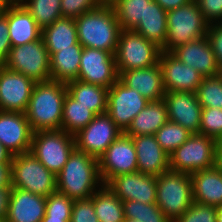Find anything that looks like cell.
<instances>
[{
	"mask_svg": "<svg viewBox=\"0 0 222 222\" xmlns=\"http://www.w3.org/2000/svg\"><path fill=\"white\" fill-rule=\"evenodd\" d=\"M67 93L96 115L107 112L108 88L74 80L66 83Z\"/></svg>",
	"mask_w": 222,
	"mask_h": 222,
	"instance_id": "f546056e",
	"label": "cell"
},
{
	"mask_svg": "<svg viewBox=\"0 0 222 222\" xmlns=\"http://www.w3.org/2000/svg\"><path fill=\"white\" fill-rule=\"evenodd\" d=\"M133 31L163 49L167 35V11L152 0L146 7L144 18L141 19Z\"/></svg>",
	"mask_w": 222,
	"mask_h": 222,
	"instance_id": "f1b7e54d",
	"label": "cell"
},
{
	"mask_svg": "<svg viewBox=\"0 0 222 222\" xmlns=\"http://www.w3.org/2000/svg\"><path fill=\"white\" fill-rule=\"evenodd\" d=\"M7 6V4H0V16L3 14L4 8Z\"/></svg>",
	"mask_w": 222,
	"mask_h": 222,
	"instance_id": "11a10c76",
	"label": "cell"
},
{
	"mask_svg": "<svg viewBox=\"0 0 222 222\" xmlns=\"http://www.w3.org/2000/svg\"><path fill=\"white\" fill-rule=\"evenodd\" d=\"M118 77L114 54L100 49L83 48L78 80L109 89Z\"/></svg>",
	"mask_w": 222,
	"mask_h": 222,
	"instance_id": "5bb4252c",
	"label": "cell"
},
{
	"mask_svg": "<svg viewBox=\"0 0 222 222\" xmlns=\"http://www.w3.org/2000/svg\"><path fill=\"white\" fill-rule=\"evenodd\" d=\"M99 6L97 0H61V15L62 18L76 19Z\"/></svg>",
	"mask_w": 222,
	"mask_h": 222,
	"instance_id": "60d3db41",
	"label": "cell"
},
{
	"mask_svg": "<svg viewBox=\"0 0 222 222\" xmlns=\"http://www.w3.org/2000/svg\"><path fill=\"white\" fill-rule=\"evenodd\" d=\"M9 1L8 0H0V4H8Z\"/></svg>",
	"mask_w": 222,
	"mask_h": 222,
	"instance_id": "6f0895ef",
	"label": "cell"
},
{
	"mask_svg": "<svg viewBox=\"0 0 222 222\" xmlns=\"http://www.w3.org/2000/svg\"><path fill=\"white\" fill-rule=\"evenodd\" d=\"M100 6H113L118 0H97Z\"/></svg>",
	"mask_w": 222,
	"mask_h": 222,
	"instance_id": "f5cc1de1",
	"label": "cell"
},
{
	"mask_svg": "<svg viewBox=\"0 0 222 222\" xmlns=\"http://www.w3.org/2000/svg\"><path fill=\"white\" fill-rule=\"evenodd\" d=\"M49 56L61 49L79 43L77 27L73 18H60L42 28L41 35Z\"/></svg>",
	"mask_w": 222,
	"mask_h": 222,
	"instance_id": "83f0119b",
	"label": "cell"
},
{
	"mask_svg": "<svg viewBox=\"0 0 222 222\" xmlns=\"http://www.w3.org/2000/svg\"><path fill=\"white\" fill-rule=\"evenodd\" d=\"M220 67V73L222 74V62L219 64Z\"/></svg>",
	"mask_w": 222,
	"mask_h": 222,
	"instance_id": "680465c9",
	"label": "cell"
},
{
	"mask_svg": "<svg viewBox=\"0 0 222 222\" xmlns=\"http://www.w3.org/2000/svg\"><path fill=\"white\" fill-rule=\"evenodd\" d=\"M196 94L202 108L222 109V74L203 77Z\"/></svg>",
	"mask_w": 222,
	"mask_h": 222,
	"instance_id": "8d00e7d4",
	"label": "cell"
},
{
	"mask_svg": "<svg viewBox=\"0 0 222 222\" xmlns=\"http://www.w3.org/2000/svg\"><path fill=\"white\" fill-rule=\"evenodd\" d=\"M105 185L123 202L135 200L140 203H156V177L141 172L121 174L111 178Z\"/></svg>",
	"mask_w": 222,
	"mask_h": 222,
	"instance_id": "e0dca14e",
	"label": "cell"
},
{
	"mask_svg": "<svg viewBox=\"0 0 222 222\" xmlns=\"http://www.w3.org/2000/svg\"><path fill=\"white\" fill-rule=\"evenodd\" d=\"M46 197L19 188H12L5 222H42Z\"/></svg>",
	"mask_w": 222,
	"mask_h": 222,
	"instance_id": "603a6c76",
	"label": "cell"
},
{
	"mask_svg": "<svg viewBox=\"0 0 222 222\" xmlns=\"http://www.w3.org/2000/svg\"><path fill=\"white\" fill-rule=\"evenodd\" d=\"M156 205L174 221L193 203V183L189 173L167 170L156 177Z\"/></svg>",
	"mask_w": 222,
	"mask_h": 222,
	"instance_id": "277c9868",
	"label": "cell"
},
{
	"mask_svg": "<svg viewBox=\"0 0 222 222\" xmlns=\"http://www.w3.org/2000/svg\"><path fill=\"white\" fill-rule=\"evenodd\" d=\"M12 154L0 143V164L11 163Z\"/></svg>",
	"mask_w": 222,
	"mask_h": 222,
	"instance_id": "681fc988",
	"label": "cell"
},
{
	"mask_svg": "<svg viewBox=\"0 0 222 222\" xmlns=\"http://www.w3.org/2000/svg\"><path fill=\"white\" fill-rule=\"evenodd\" d=\"M169 120L166 104L163 100L150 101L132 120L126 135H155Z\"/></svg>",
	"mask_w": 222,
	"mask_h": 222,
	"instance_id": "484cf974",
	"label": "cell"
},
{
	"mask_svg": "<svg viewBox=\"0 0 222 222\" xmlns=\"http://www.w3.org/2000/svg\"><path fill=\"white\" fill-rule=\"evenodd\" d=\"M78 41L83 48H94L115 54L121 31L111 6H99L74 19Z\"/></svg>",
	"mask_w": 222,
	"mask_h": 222,
	"instance_id": "3957f363",
	"label": "cell"
},
{
	"mask_svg": "<svg viewBox=\"0 0 222 222\" xmlns=\"http://www.w3.org/2000/svg\"><path fill=\"white\" fill-rule=\"evenodd\" d=\"M73 204V199L56 191L46 197L44 217L71 218Z\"/></svg>",
	"mask_w": 222,
	"mask_h": 222,
	"instance_id": "f35d334b",
	"label": "cell"
},
{
	"mask_svg": "<svg viewBox=\"0 0 222 222\" xmlns=\"http://www.w3.org/2000/svg\"><path fill=\"white\" fill-rule=\"evenodd\" d=\"M170 53L179 61L197 70L203 77L220 74L219 64L207 36L180 45Z\"/></svg>",
	"mask_w": 222,
	"mask_h": 222,
	"instance_id": "ffe728a7",
	"label": "cell"
},
{
	"mask_svg": "<svg viewBox=\"0 0 222 222\" xmlns=\"http://www.w3.org/2000/svg\"><path fill=\"white\" fill-rule=\"evenodd\" d=\"M209 24L222 23V0H195Z\"/></svg>",
	"mask_w": 222,
	"mask_h": 222,
	"instance_id": "7bdbcfd3",
	"label": "cell"
},
{
	"mask_svg": "<svg viewBox=\"0 0 222 222\" xmlns=\"http://www.w3.org/2000/svg\"><path fill=\"white\" fill-rule=\"evenodd\" d=\"M170 169L192 174L216 165V141L207 135L192 133L169 155Z\"/></svg>",
	"mask_w": 222,
	"mask_h": 222,
	"instance_id": "9c48e42d",
	"label": "cell"
},
{
	"mask_svg": "<svg viewBox=\"0 0 222 222\" xmlns=\"http://www.w3.org/2000/svg\"><path fill=\"white\" fill-rule=\"evenodd\" d=\"M124 216L126 219L140 222H172L156 205L144 204L135 200L123 201Z\"/></svg>",
	"mask_w": 222,
	"mask_h": 222,
	"instance_id": "e575fe53",
	"label": "cell"
},
{
	"mask_svg": "<svg viewBox=\"0 0 222 222\" xmlns=\"http://www.w3.org/2000/svg\"><path fill=\"white\" fill-rule=\"evenodd\" d=\"M152 0H118L112 7L120 28L133 30L144 18L146 7Z\"/></svg>",
	"mask_w": 222,
	"mask_h": 222,
	"instance_id": "d6a6232c",
	"label": "cell"
},
{
	"mask_svg": "<svg viewBox=\"0 0 222 222\" xmlns=\"http://www.w3.org/2000/svg\"><path fill=\"white\" fill-rule=\"evenodd\" d=\"M163 101L166 104L170 121L178 123L191 133H199L202 106L196 93L165 92Z\"/></svg>",
	"mask_w": 222,
	"mask_h": 222,
	"instance_id": "d6986e66",
	"label": "cell"
},
{
	"mask_svg": "<svg viewBox=\"0 0 222 222\" xmlns=\"http://www.w3.org/2000/svg\"><path fill=\"white\" fill-rule=\"evenodd\" d=\"M124 222H140V221H137V220H132V219H124Z\"/></svg>",
	"mask_w": 222,
	"mask_h": 222,
	"instance_id": "9f6ffc18",
	"label": "cell"
},
{
	"mask_svg": "<svg viewBox=\"0 0 222 222\" xmlns=\"http://www.w3.org/2000/svg\"><path fill=\"white\" fill-rule=\"evenodd\" d=\"M199 134L207 135L216 142L222 139V109L202 108Z\"/></svg>",
	"mask_w": 222,
	"mask_h": 222,
	"instance_id": "74e56055",
	"label": "cell"
},
{
	"mask_svg": "<svg viewBox=\"0 0 222 222\" xmlns=\"http://www.w3.org/2000/svg\"><path fill=\"white\" fill-rule=\"evenodd\" d=\"M36 82L0 65V110L25 113Z\"/></svg>",
	"mask_w": 222,
	"mask_h": 222,
	"instance_id": "9a60e30c",
	"label": "cell"
},
{
	"mask_svg": "<svg viewBox=\"0 0 222 222\" xmlns=\"http://www.w3.org/2000/svg\"><path fill=\"white\" fill-rule=\"evenodd\" d=\"M216 222H222V205L216 207Z\"/></svg>",
	"mask_w": 222,
	"mask_h": 222,
	"instance_id": "db71d44e",
	"label": "cell"
},
{
	"mask_svg": "<svg viewBox=\"0 0 222 222\" xmlns=\"http://www.w3.org/2000/svg\"><path fill=\"white\" fill-rule=\"evenodd\" d=\"M122 133L107 112L101 113L74 135L75 145L78 150L99 159Z\"/></svg>",
	"mask_w": 222,
	"mask_h": 222,
	"instance_id": "8fae6325",
	"label": "cell"
},
{
	"mask_svg": "<svg viewBox=\"0 0 222 222\" xmlns=\"http://www.w3.org/2000/svg\"><path fill=\"white\" fill-rule=\"evenodd\" d=\"M173 222H216V207L193 201L189 209Z\"/></svg>",
	"mask_w": 222,
	"mask_h": 222,
	"instance_id": "ab89813d",
	"label": "cell"
},
{
	"mask_svg": "<svg viewBox=\"0 0 222 222\" xmlns=\"http://www.w3.org/2000/svg\"><path fill=\"white\" fill-rule=\"evenodd\" d=\"M158 64L162 70L165 92H197L203 79L197 70L179 61L170 52L165 51L161 52Z\"/></svg>",
	"mask_w": 222,
	"mask_h": 222,
	"instance_id": "2e32d148",
	"label": "cell"
},
{
	"mask_svg": "<svg viewBox=\"0 0 222 222\" xmlns=\"http://www.w3.org/2000/svg\"><path fill=\"white\" fill-rule=\"evenodd\" d=\"M12 186L11 183V163L0 164V187Z\"/></svg>",
	"mask_w": 222,
	"mask_h": 222,
	"instance_id": "7dc6e473",
	"label": "cell"
},
{
	"mask_svg": "<svg viewBox=\"0 0 222 222\" xmlns=\"http://www.w3.org/2000/svg\"><path fill=\"white\" fill-rule=\"evenodd\" d=\"M32 135L25 113L0 110V143L12 156L30 151Z\"/></svg>",
	"mask_w": 222,
	"mask_h": 222,
	"instance_id": "ac0fdd59",
	"label": "cell"
},
{
	"mask_svg": "<svg viewBox=\"0 0 222 222\" xmlns=\"http://www.w3.org/2000/svg\"><path fill=\"white\" fill-rule=\"evenodd\" d=\"M149 103L135 89L125 86L119 79L109 88L107 113L124 133L134 117Z\"/></svg>",
	"mask_w": 222,
	"mask_h": 222,
	"instance_id": "4fadbf2b",
	"label": "cell"
},
{
	"mask_svg": "<svg viewBox=\"0 0 222 222\" xmlns=\"http://www.w3.org/2000/svg\"><path fill=\"white\" fill-rule=\"evenodd\" d=\"M162 49L133 30L121 29L115 56L118 75L158 64Z\"/></svg>",
	"mask_w": 222,
	"mask_h": 222,
	"instance_id": "52a82bcc",
	"label": "cell"
},
{
	"mask_svg": "<svg viewBox=\"0 0 222 222\" xmlns=\"http://www.w3.org/2000/svg\"><path fill=\"white\" fill-rule=\"evenodd\" d=\"M66 93V83L54 80L36 82L25 111L33 132L62 129Z\"/></svg>",
	"mask_w": 222,
	"mask_h": 222,
	"instance_id": "6da1fadb",
	"label": "cell"
},
{
	"mask_svg": "<svg viewBox=\"0 0 222 222\" xmlns=\"http://www.w3.org/2000/svg\"><path fill=\"white\" fill-rule=\"evenodd\" d=\"M216 166L222 171V139L216 142Z\"/></svg>",
	"mask_w": 222,
	"mask_h": 222,
	"instance_id": "f907efd6",
	"label": "cell"
},
{
	"mask_svg": "<svg viewBox=\"0 0 222 222\" xmlns=\"http://www.w3.org/2000/svg\"><path fill=\"white\" fill-rule=\"evenodd\" d=\"M93 205L99 222H124L123 202L107 185L93 194Z\"/></svg>",
	"mask_w": 222,
	"mask_h": 222,
	"instance_id": "4dcf8cb0",
	"label": "cell"
},
{
	"mask_svg": "<svg viewBox=\"0 0 222 222\" xmlns=\"http://www.w3.org/2000/svg\"><path fill=\"white\" fill-rule=\"evenodd\" d=\"M3 14L7 18L12 47L31 43L41 38L42 28L19 1L9 2L4 8Z\"/></svg>",
	"mask_w": 222,
	"mask_h": 222,
	"instance_id": "44dd1931",
	"label": "cell"
},
{
	"mask_svg": "<svg viewBox=\"0 0 222 222\" xmlns=\"http://www.w3.org/2000/svg\"><path fill=\"white\" fill-rule=\"evenodd\" d=\"M11 183L13 188L44 197L57 191L56 175L50 172L30 151L12 156Z\"/></svg>",
	"mask_w": 222,
	"mask_h": 222,
	"instance_id": "8992f818",
	"label": "cell"
},
{
	"mask_svg": "<svg viewBox=\"0 0 222 222\" xmlns=\"http://www.w3.org/2000/svg\"><path fill=\"white\" fill-rule=\"evenodd\" d=\"M118 79L125 86L135 89L149 102L163 100L165 90L159 64L147 68L123 71L119 74Z\"/></svg>",
	"mask_w": 222,
	"mask_h": 222,
	"instance_id": "cb8c5ba5",
	"label": "cell"
},
{
	"mask_svg": "<svg viewBox=\"0 0 222 222\" xmlns=\"http://www.w3.org/2000/svg\"><path fill=\"white\" fill-rule=\"evenodd\" d=\"M190 175L195 202L214 207L222 205V171L216 165Z\"/></svg>",
	"mask_w": 222,
	"mask_h": 222,
	"instance_id": "d4e9b609",
	"label": "cell"
},
{
	"mask_svg": "<svg viewBox=\"0 0 222 222\" xmlns=\"http://www.w3.org/2000/svg\"><path fill=\"white\" fill-rule=\"evenodd\" d=\"M9 2H16V1H20V0H8Z\"/></svg>",
	"mask_w": 222,
	"mask_h": 222,
	"instance_id": "94428289",
	"label": "cell"
},
{
	"mask_svg": "<svg viewBox=\"0 0 222 222\" xmlns=\"http://www.w3.org/2000/svg\"><path fill=\"white\" fill-rule=\"evenodd\" d=\"M96 116L88 107L79 104L68 93L63 104L62 130L76 135L81 129L85 128Z\"/></svg>",
	"mask_w": 222,
	"mask_h": 222,
	"instance_id": "1f68e13d",
	"label": "cell"
},
{
	"mask_svg": "<svg viewBox=\"0 0 222 222\" xmlns=\"http://www.w3.org/2000/svg\"><path fill=\"white\" fill-rule=\"evenodd\" d=\"M191 134V132L178 123L168 120L155 133V137L162 149L170 155L181 146Z\"/></svg>",
	"mask_w": 222,
	"mask_h": 222,
	"instance_id": "d590c367",
	"label": "cell"
},
{
	"mask_svg": "<svg viewBox=\"0 0 222 222\" xmlns=\"http://www.w3.org/2000/svg\"><path fill=\"white\" fill-rule=\"evenodd\" d=\"M132 140L137 154L138 172L157 177L170 169L169 154L162 149L155 135H138Z\"/></svg>",
	"mask_w": 222,
	"mask_h": 222,
	"instance_id": "7402d4cb",
	"label": "cell"
},
{
	"mask_svg": "<svg viewBox=\"0 0 222 222\" xmlns=\"http://www.w3.org/2000/svg\"><path fill=\"white\" fill-rule=\"evenodd\" d=\"M70 222H99L94 211L93 195L89 199L74 200Z\"/></svg>",
	"mask_w": 222,
	"mask_h": 222,
	"instance_id": "b9f144b4",
	"label": "cell"
},
{
	"mask_svg": "<svg viewBox=\"0 0 222 222\" xmlns=\"http://www.w3.org/2000/svg\"><path fill=\"white\" fill-rule=\"evenodd\" d=\"M36 23L44 28L62 18L61 0H20Z\"/></svg>",
	"mask_w": 222,
	"mask_h": 222,
	"instance_id": "836d02e7",
	"label": "cell"
},
{
	"mask_svg": "<svg viewBox=\"0 0 222 222\" xmlns=\"http://www.w3.org/2000/svg\"><path fill=\"white\" fill-rule=\"evenodd\" d=\"M11 48L7 18L2 14L0 16V65L6 62Z\"/></svg>",
	"mask_w": 222,
	"mask_h": 222,
	"instance_id": "f6af8a7d",
	"label": "cell"
},
{
	"mask_svg": "<svg viewBox=\"0 0 222 222\" xmlns=\"http://www.w3.org/2000/svg\"><path fill=\"white\" fill-rule=\"evenodd\" d=\"M71 218H51V217H44L42 222H70Z\"/></svg>",
	"mask_w": 222,
	"mask_h": 222,
	"instance_id": "816d5d0a",
	"label": "cell"
},
{
	"mask_svg": "<svg viewBox=\"0 0 222 222\" xmlns=\"http://www.w3.org/2000/svg\"><path fill=\"white\" fill-rule=\"evenodd\" d=\"M0 222H5V220L0 216Z\"/></svg>",
	"mask_w": 222,
	"mask_h": 222,
	"instance_id": "91938a15",
	"label": "cell"
},
{
	"mask_svg": "<svg viewBox=\"0 0 222 222\" xmlns=\"http://www.w3.org/2000/svg\"><path fill=\"white\" fill-rule=\"evenodd\" d=\"M12 188H13L12 186L0 187V216L4 220L8 213L9 199Z\"/></svg>",
	"mask_w": 222,
	"mask_h": 222,
	"instance_id": "bcb514c9",
	"label": "cell"
},
{
	"mask_svg": "<svg viewBox=\"0 0 222 222\" xmlns=\"http://www.w3.org/2000/svg\"><path fill=\"white\" fill-rule=\"evenodd\" d=\"M76 148L74 135L61 130L33 132L30 152L57 175Z\"/></svg>",
	"mask_w": 222,
	"mask_h": 222,
	"instance_id": "ba28073f",
	"label": "cell"
},
{
	"mask_svg": "<svg viewBox=\"0 0 222 222\" xmlns=\"http://www.w3.org/2000/svg\"><path fill=\"white\" fill-rule=\"evenodd\" d=\"M83 46L80 43L50 56L51 80L68 83L77 80Z\"/></svg>",
	"mask_w": 222,
	"mask_h": 222,
	"instance_id": "4316f807",
	"label": "cell"
},
{
	"mask_svg": "<svg viewBox=\"0 0 222 222\" xmlns=\"http://www.w3.org/2000/svg\"><path fill=\"white\" fill-rule=\"evenodd\" d=\"M56 179L57 192L73 200L89 199L103 185L98 159L77 148Z\"/></svg>",
	"mask_w": 222,
	"mask_h": 222,
	"instance_id": "7a4b0ae2",
	"label": "cell"
},
{
	"mask_svg": "<svg viewBox=\"0 0 222 222\" xmlns=\"http://www.w3.org/2000/svg\"><path fill=\"white\" fill-rule=\"evenodd\" d=\"M209 23L202 15L195 0L167 11V35L162 51L174 48L206 36Z\"/></svg>",
	"mask_w": 222,
	"mask_h": 222,
	"instance_id": "5b68a950",
	"label": "cell"
},
{
	"mask_svg": "<svg viewBox=\"0 0 222 222\" xmlns=\"http://www.w3.org/2000/svg\"><path fill=\"white\" fill-rule=\"evenodd\" d=\"M3 65L35 82L51 80L50 56L42 37L34 42L12 47Z\"/></svg>",
	"mask_w": 222,
	"mask_h": 222,
	"instance_id": "30bf717a",
	"label": "cell"
},
{
	"mask_svg": "<svg viewBox=\"0 0 222 222\" xmlns=\"http://www.w3.org/2000/svg\"><path fill=\"white\" fill-rule=\"evenodd\" d=\"M156 1L164 10H172L180 6L188 4L192 0H154Z\"/></svg>",
	"mask_w": 222,
	"mask_h": 222,
	"instance_id": "c3c4849f",
	"label": "cell"
},
{
	"mask_svg": "<svg viewBox=\"0 0 222 222\" xmlns=\"http://www.w3.org/2000/svg\"><path fill=\"white\" fill-rule=\"evenodd\" d=\"M218 64L222 62V23L209 24L206 34Z\"/></svg>",
	"mask_w": 222,
	"mask_h": 222,
	"instance_id": "ee69618b",
	"label": "cell"
},
{
	"mask_svg": "<svg viewBox=\"0 0 222 222\" xmlns=\"http://www.w3.org/2000/svg\"><path fill=\"white\" fill-rule=\"evenodd\" d=\"M103 184L121 174L138 171L136 149L131 136L122 133L98 159Z\"/></svg>",
	"mask_w": 222,
	"mask_h": 222,
	"instance_id": "7c38bea8",
	"label": "cell"
}]
</instances>
